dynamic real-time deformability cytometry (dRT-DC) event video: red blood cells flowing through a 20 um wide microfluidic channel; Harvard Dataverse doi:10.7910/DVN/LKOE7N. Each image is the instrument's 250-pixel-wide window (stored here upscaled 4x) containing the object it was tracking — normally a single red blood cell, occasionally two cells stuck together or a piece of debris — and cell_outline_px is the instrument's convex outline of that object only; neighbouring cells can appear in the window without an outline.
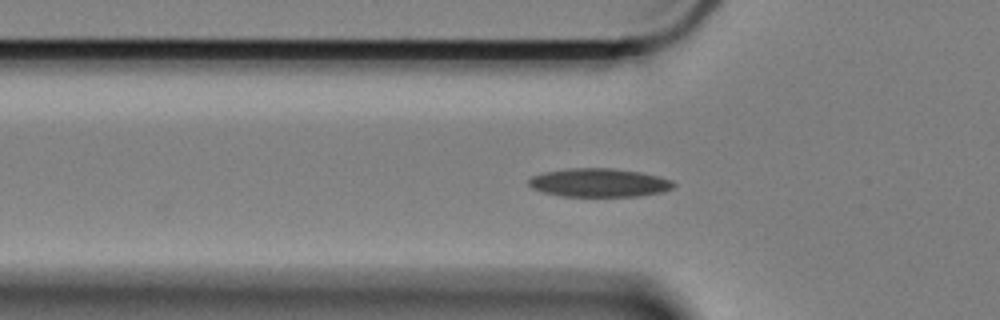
{"species": "Egyptian fruit bat (a non-hibernating species)", "species_latin": "Rousettus aegyptiacus", "temperature_condition": "cold", "stored_images_in_passage": 46, "camera_frame_rate_fps": 3000, "um_per_image_px": 0.085, "animal": {"sex": "female"}, "frame": {"image": 1, "passage_image": 4, "time_ms": 1.0, "image_size_px": [1000, 320], "cell_outline_px": [[676, 184], [672, 188], [664, 192], [636, 196], [560, 196], [540, 192], [532, 188], [528, 184], [528, 180], [532, 176], [544, 172], [568, 168], [612, 168], [640, 172], [672, 180]], "centroid_in_image_um": [50.89, 15.53], "position_along_channel_um": 74.9, "area_um2": 24.16}}
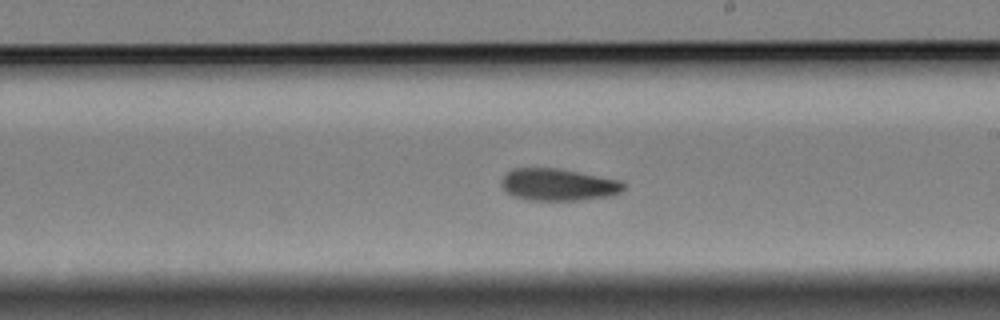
{"frame": {"image": 2, "passage_image": 19, "time_ms": 6.0, "image_size_px": [1000, 320], "cell_outline_px": [[624, 188], [620, 192], [612, 196], [580, 200], [528, 200], [512, 196], [500, 184], [504, 176], [512, 168], [556, 168], [624, 180]], "centroid_in_image_um": [47.49, 15.7], "position_along_channel_um": 241.5, "area_um2": 22.95}}
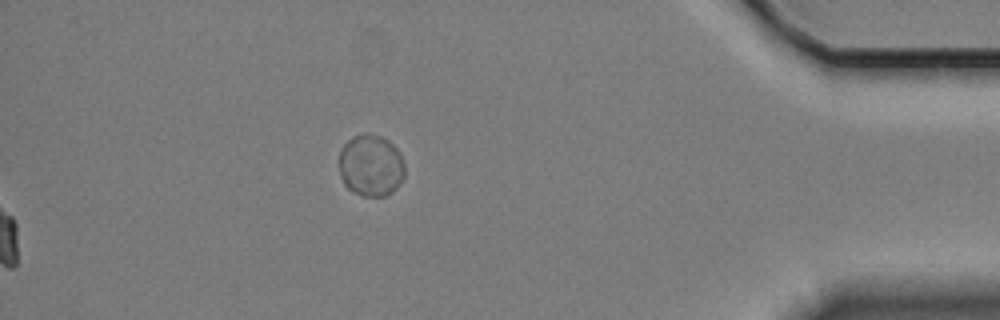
{"frame": {"image": 3, "passage_image": 46, "time_ms": 15.0, "image_size_px": [1000, 320], "cell_outline_px": [[404, 176], [400, 184], [392, 192], [384, 196], [364, 196], [352, 192], [344, 184], [340, 176], [340, 152], [344, 144], [352, 136], [380, 136], [388, 140], [400, 152], [404, 164]], "centroid_in_image_um": [31.53, 14.11], "position_along_channel_um": 403.7, "area_um2": 23.41}, "authors_computed_cell_mechanics": {"area_um2": 22.8599, "velocity_mm_per_s": 3.3117, "shape_relaxation_time_tau1_ms": 6.4136, "shape_relaxation_time_tau2_ms": 10.3211, "deformation_change_tau1": 0.1311, "deformation_change_tau2": 0.1254}}